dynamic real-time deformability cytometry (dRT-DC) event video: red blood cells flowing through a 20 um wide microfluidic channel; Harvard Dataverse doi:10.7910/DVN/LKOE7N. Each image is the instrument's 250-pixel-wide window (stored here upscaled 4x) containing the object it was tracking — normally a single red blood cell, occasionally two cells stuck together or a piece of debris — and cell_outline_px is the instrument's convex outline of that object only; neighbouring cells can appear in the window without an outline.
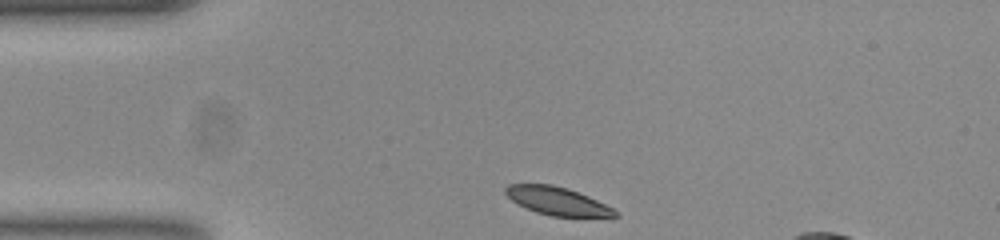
{"species": "common noctule bat (a hibernating species)", "species_latin": "Nyctalus noctula", "temperature_condition": "room temperature", "stored_images_in_passage": 34, "camera_frame_rate_fps": 3000, "um_per_image_px": 0.085, "animal": {"sex": "female", "body_mass_g": 23.0, "forearm_length_mm": 53.4}, "frame": {"image": 1, "passage_image": 1, "time_ms": 0.0, "image_size_px": [1000, 240], "cell_outline_px": [[620, 216], [612, 220], [552, 216], [536, 212], [512, 200], [504, 192], [504, 188], [508, 184], [552, 184], [568, 188], [588, 196], [612, 208]], "centroid_in_image_um": [47.5, 17.14], "position_along_channel_um": 37.5, "area_um2": 18.5}}
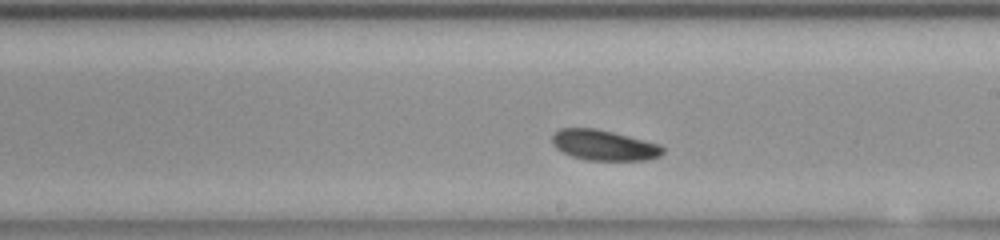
{"frame": {"image": 2, "passage_image": 20, "time_ms": 6.333, "image_size_px": [1000, 240], "cell_outline_px": [[664, 152], [660, 156], [648, 160], [584, 160], [572, 156], [556, 148], [552, 144], [552, 136], [560, 128], [596, 128], [660, 144], [664, 148]], "centroid_in_image_um": [51.34, 12.35], "position_along_channel_um": 237.7, "area_um2": 19.59}}
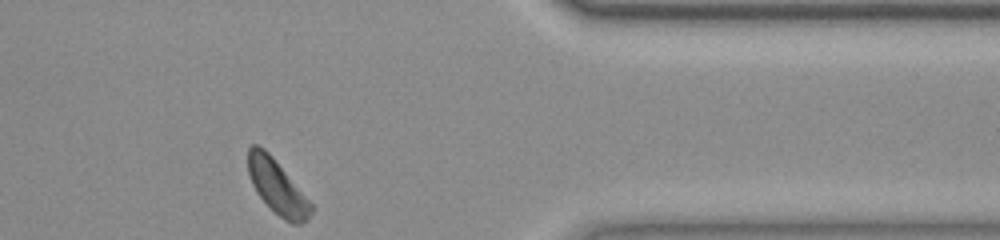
{"frame": {"image": 3, "passage_image": 34, "time_ms": 11.0, "image_size_px": [1000, 240], "cell_outline_px": [[316, 208], [300, 224], [292, 224], [284, 220], [256, 192], [252, 184], [248, 172], [248, 148], [252, 144], [256, 144], [264, 148], [272, 156]], "centroid_in_image_um": [23.56, 15.87], "position_along_channel_um": 387.8, "area_um2": 19.54}, "authors_computed_cell_mechanics": {"area_um2": 19.7676, "velocity_mm_per_s": 3.6764, "shape_relaxation_time_tau1_ms": 1.2832, "shape_relaxation_time_tau2_ms": null, "deformation_change_tau1": 0.063, "deformation_change_tau2": null}}